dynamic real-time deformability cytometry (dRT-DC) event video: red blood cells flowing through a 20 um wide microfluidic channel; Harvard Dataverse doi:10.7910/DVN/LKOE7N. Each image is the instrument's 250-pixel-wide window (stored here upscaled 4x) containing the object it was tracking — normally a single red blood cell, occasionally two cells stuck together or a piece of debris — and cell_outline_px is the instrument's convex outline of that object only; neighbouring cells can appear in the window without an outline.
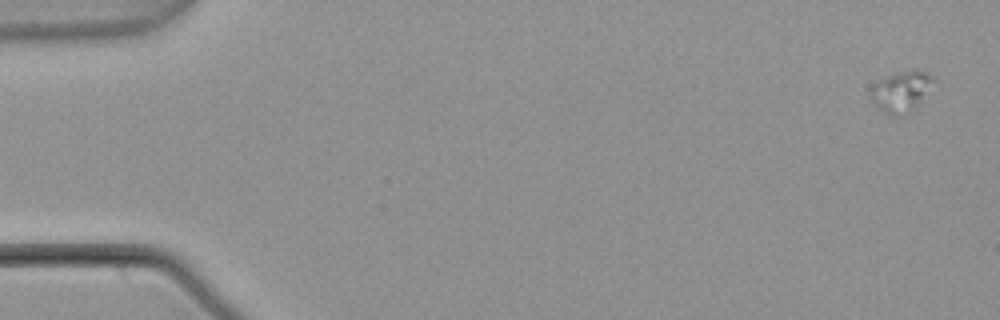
{"species": "common noctule bat (a hibernating species)", "species_latin": "Nyctalus noctula", "temperature_condition": "warm", "stored_images_in_passage": 5, "camera_frame_rate_fps": 3000, "um_per_image_px": 0.085, "animal": {"sex": "male", "body_mass_g": 21.5, "forearm_length_mm": 52.0}, "frame": {"image": 1, "passage_image": 1, "time_ms": 0.0, "image_size_px": [1000, 320], "cell_outline_px": [[932, 80], [920, 96], [900, 116], [888, 116], [868, 96], [876, 80], [896, 72], [916, 68], [932, 76]], "centroid_in_image_um": [76.44, 7.7], "position_along_channel_um": 8.6, "area_um2": 13.81}}